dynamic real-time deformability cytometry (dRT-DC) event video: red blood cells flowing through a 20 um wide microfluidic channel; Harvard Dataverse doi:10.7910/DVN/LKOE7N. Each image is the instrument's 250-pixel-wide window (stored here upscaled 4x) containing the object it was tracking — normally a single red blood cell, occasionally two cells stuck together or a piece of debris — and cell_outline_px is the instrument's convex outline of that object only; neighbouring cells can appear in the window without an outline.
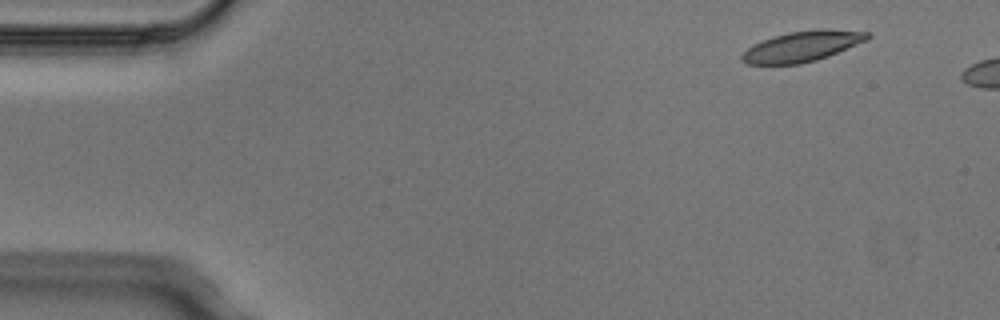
{"species": "Egyptian fruit bat (a non-hibernating species)", "species_latin": "Rousettus aegyptiacus", "temperature_condition": "cold", "stored_images_in_passage": 3, "camera_frame_rate_fps": 3000, "um_per_image_px": 0.085, "animal": {"sex": "male"}, "frame": {"image": 1, "passage_image": 1, "time_ms": 0.0, "image_size_px": [1000, 320], "cell_outline_px": [[872, 36], [868, 40], [828, 56], [816, 60], [800, 64], [748, 64], [740, 60], [740, 56], [752, 44], [760, 40], [772, 36], [788, 32], [820, 28], [828, 28], [872, 32]], "centroid_in_image_um": [68.21, 3.91], "position_along_channel_um": 16.8, "area_um2": 22.72}}